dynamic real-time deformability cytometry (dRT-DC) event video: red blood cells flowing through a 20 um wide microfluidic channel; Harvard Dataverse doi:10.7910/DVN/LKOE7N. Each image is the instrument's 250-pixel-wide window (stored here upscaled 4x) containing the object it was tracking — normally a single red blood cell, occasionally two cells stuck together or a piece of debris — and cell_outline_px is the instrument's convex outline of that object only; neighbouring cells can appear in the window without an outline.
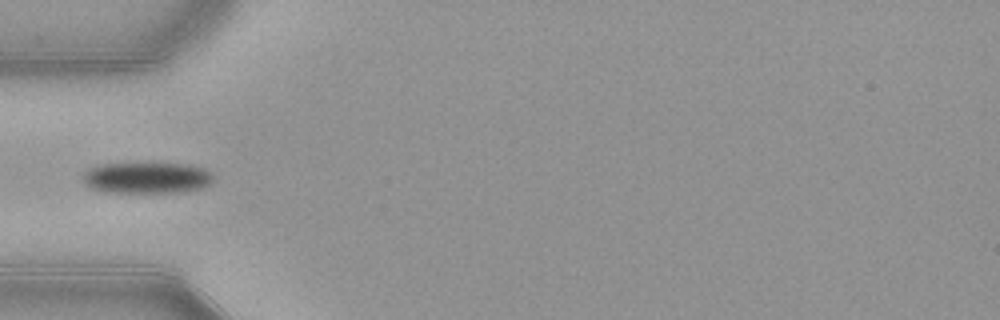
{"species": "common noctule bat (a hibernating species)", "species_latin": "Nyctalus noctula", "temperature_condition": "warm", "stored_images_in_passage": 36, "camera_frame_rate_fps": 3000, "um_per_image_px": 0.085, "animal": {"sex": "female", "body_mass_g": 21.9}, "frame": {"image": 1, "passage_image": 1, "time_ms": 0.0, "image_size_px": [1000, 320], "cell_outline_px": [[212, 180], [204, 188], [180, 192], [104, 192], [92, 188], [84, 180], [84, 176], [92, 168], [104, 164], [184, 164], [204, 168], [212, 176]], "centroid_in_image_um": [12.53, 15.13], "position_along_channel_um": 72.5, "area_um2": 23.06}}
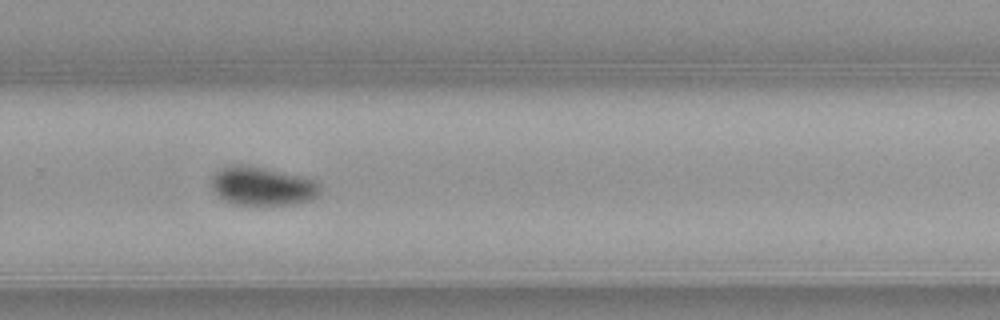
{"frame": {"image": 2, "passage_image": 19, "time_ms": 6.0, "image_size_px": [1000, 320], "cell_outline_px": [[320, 196], [312, 200], [296, 204], [264, 208], [256, 208], [232, 204], [216, 196], [212, 188], [212, 176], [220, 168], [232, 164], [236, 164], [264, 168], [304, 176], [316, 180], [320, 188]], "centroid_in_image_um": [22.31, 15.89], "position_along_channel_um": 307.5, "area_um2": 25.72}}
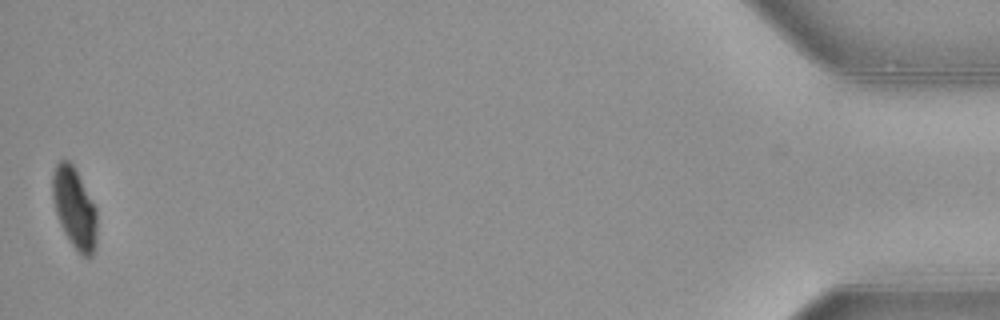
{"frame": {"image": 3, "passage_image": 36, "time_ms": 11.667, "image_size_px": [1000, 320], "cell_outline_px": [[96, 240], [92, 256], [80, 256], [64, 232], [60, 224], [56, 212], [52, 196], [52, 176], [56, 164], [60, 160], [68, 160], [72, 164], [96, 208]], "centroid_in_image_um": [6.32, 17.7], "position_along_channel_um": 428.9, "area_um2": 20.58}}